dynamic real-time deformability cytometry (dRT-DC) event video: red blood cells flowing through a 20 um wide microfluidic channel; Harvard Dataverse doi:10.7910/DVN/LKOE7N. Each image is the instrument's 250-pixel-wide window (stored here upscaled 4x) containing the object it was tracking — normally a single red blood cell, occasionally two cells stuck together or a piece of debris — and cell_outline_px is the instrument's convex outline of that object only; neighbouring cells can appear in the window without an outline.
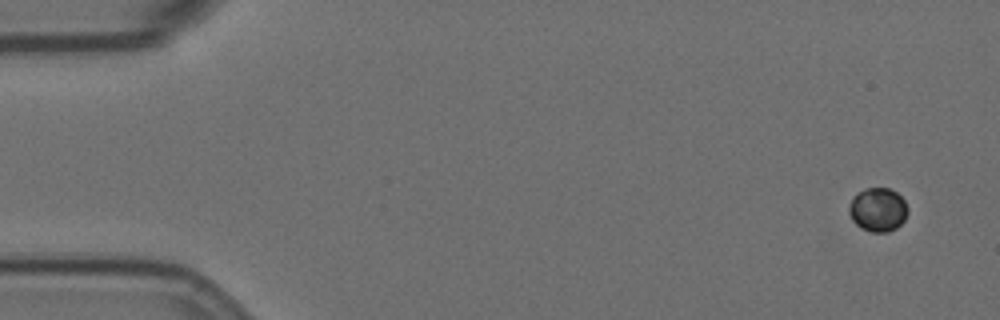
{"species": "Egyptian fruit bat (a non-hibernating species)", "species_latin": "Rousettus aegyptiacus", "temperature_condition": "room temperature", "stored_images_in_passage": 57, "segment_of_instrument_passage": [1, 2], "camera_frame_rate_fps": 3000, "um_per_image_px": 0.085, "animal": {"sex": "female"}, "frame": {"image": 1, "passage_image": 1, "time_ms": 0.0, "image_size_px": [1000, 320], "cell_outline_px": [[908, 212], [904, 220], [896, 228], [888, 232], [872, 232], [860, 228], [852, 220], [848, 212], [848, 204], [852, 196], [856, 192], [864, 188], [888, 188], [896, 192], [904, 200], [908, 208]], "centroid_in_image_um": [74.58, 17.81], "position_along_channel_um": 10.4, "area_um2": 15.26}}
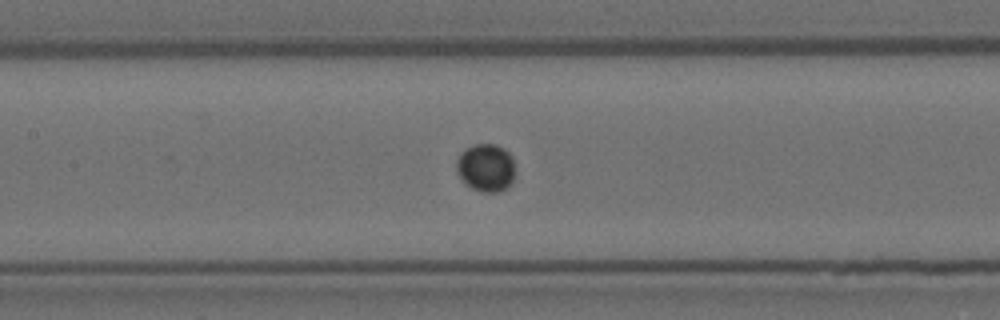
{"frame": {"image": 2, "passage_image": 25, "time_ms": 8.0, "image_size_px": [1000, 320], "cell_outline_px": [[516, 172], [512, 184], [508, 188], [500, 192], [480, 192], [472, 188], [456, 172], [456, 160], [460, 152], [464, 148], [476, 144], [496, 144], [504, 148], [512, 156]], "centroid_in_image_um": [41.34, 14.25], "position_along_channel_um": 166.1, "area_um2": 16.76}}
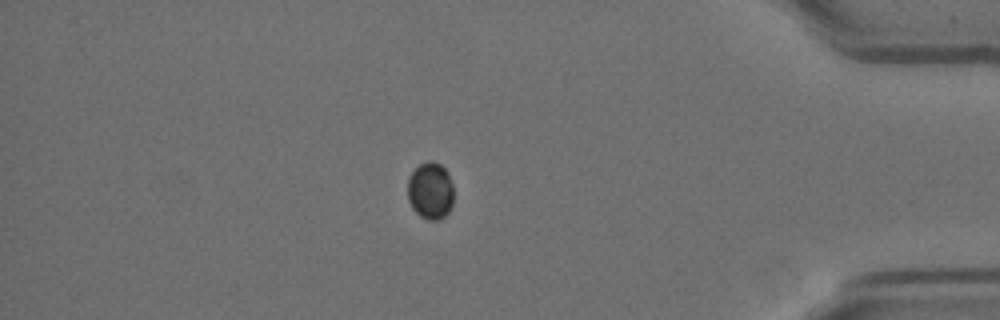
{"frame": {"image": 3, "passage_image": 48, "time_ms": 15.667, "image_size_px": [1000, 320], "cell_outline_px": [[452, 204], [448, 212], [440, 220], [428, 220], [420, 216], [412, 208], [408, 200], [408, 176], [420, 164], [428, 160], [432, 160], [440, 164], [448, 172], [452, 184]], "centroid_in_image_um": [36.57, 16.21], "position_along_channel_um": 398.6, "area_um2": 15.37}}